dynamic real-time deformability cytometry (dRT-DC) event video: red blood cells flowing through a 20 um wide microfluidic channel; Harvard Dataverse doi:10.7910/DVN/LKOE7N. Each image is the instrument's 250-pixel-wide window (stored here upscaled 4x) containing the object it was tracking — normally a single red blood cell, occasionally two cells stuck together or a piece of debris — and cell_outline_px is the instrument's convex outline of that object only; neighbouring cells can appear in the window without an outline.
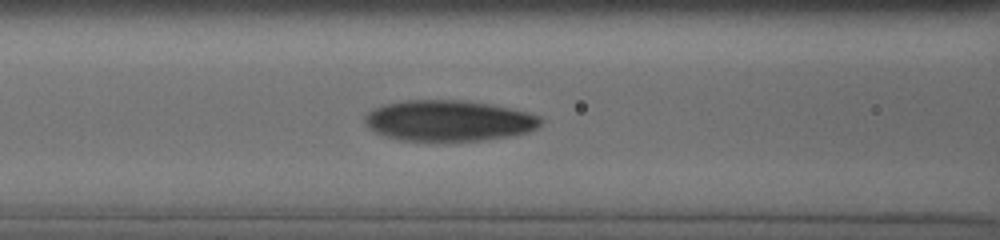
{"species": "human", "species_latin": "Homo sapiens", "temperature_condition": "cold", "stored_images_in_passage": 48, "camera_frame_rate_fps": 3000, "um_per_image_px": 0.085, "donor": {"sex": "male"}, "frame": {"image": 1, "passage_image": 20, "time_ms": 7.667, "image_size_px": [1000, 240], "cell_outline_px": [[544, 120], [536, 128], [528, 132], [512, 136], [484, 140], [400, 140], [384, 136], [368, 128], [364, 120], [364, 116], [368, 112], [384, 104], [404, 100], [460, 100], [488, 104], [528, 112], [540, 116]], "centroid_in_image_um": [38.14, 10.26], "position_along_channel_um": 128.5, "area_um2": 41.73}}
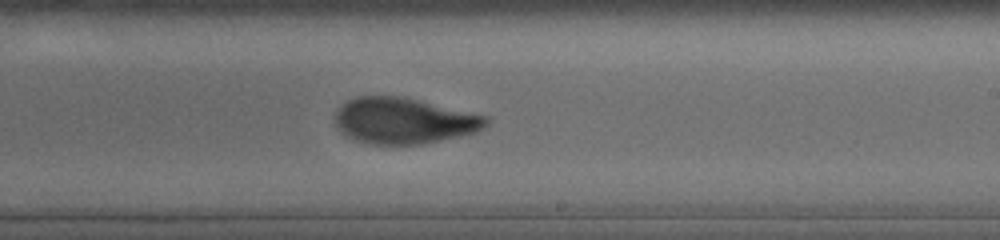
{"frame": {"image": 2, "passage_image": 29, "time_ms": 11.0, "image_size_px": [1000, 240], "cell_outline_px": [[488, 124], [484, 128], [476, 132], [424, 144], [372, 144], [356, 140], [344, 136], [336, 124], [336, 112], [340, 104], [356, 96], [404, 96], [488, 116]], "centroid_in_image_um": [34.33, 10.25], "position_along_channel_um": 254.7, "area_um2": 40.69}}
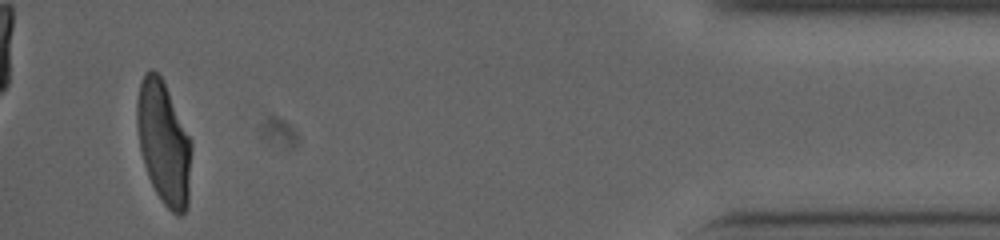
{"frame": {"image": 3, "passage_image": 45, "time_ms": 17.0, "image_size_px": [1000, 240], "cell_outline_px": [[192, 148], [188, 208], [180, 216], [176, 216], [164, 204], [156, 192], [148, 176], [144, 164], [140, 148], [136, 124], [136, 100], [140, 80], [144, 72], [152, 68], [164, 80], [192, 144]], "centroid_in_image_um": [13.91, 12.12], "position_along_channel_um": 421.3, "area_um2": 39.36}, "authors_computed_cell_mechanics": {"area_um2": 39.6797, "velocity_mm_per_s": 3.786, "shape_relaxation_time_tau1_ms": 3.916, "shape_relaxation_time_tau2_ms": 1.6521, "deformation_change_tau1": 0.1786, "deformation_change_tau2": 0.0789}}